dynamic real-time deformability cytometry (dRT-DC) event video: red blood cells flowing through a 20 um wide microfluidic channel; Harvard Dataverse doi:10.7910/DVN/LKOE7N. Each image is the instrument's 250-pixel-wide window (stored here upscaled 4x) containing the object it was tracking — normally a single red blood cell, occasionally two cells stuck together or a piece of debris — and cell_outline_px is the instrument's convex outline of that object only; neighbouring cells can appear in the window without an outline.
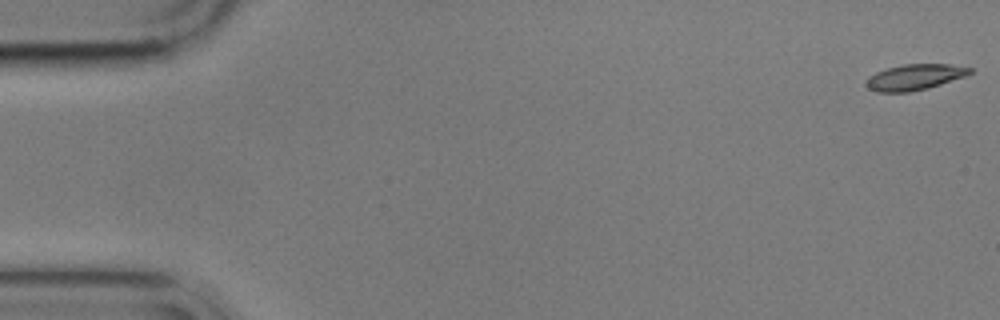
{"species": "common noctule bat (a hibernating species)", "species_latin": "Nyctalus noctula", "temperature_condition": "cold", "stored_images_in_passage": 12, "camera_frame_rate_fps": 3000, "um_per_image_px": 0.085, "animal": {"sex": "male", "body_mass_g": 17.9}, "frame": {"image": 1, "passage_image": 1, "time_ms": 0.0, "image_size_px": [1000, 320], "cell_outline_px": [[972, 72], [964, 76], [928, 88], [908, 92], [876, 92], [868, 88], [864, 84], [868, 76], [876, 72], [888, 68], [904, 64], [948, 64], [972, 68]], "centroid_in_image_um": [77.69, 6.56], "position_along_channel_um": 7.3, "area_um2": 15.49}}